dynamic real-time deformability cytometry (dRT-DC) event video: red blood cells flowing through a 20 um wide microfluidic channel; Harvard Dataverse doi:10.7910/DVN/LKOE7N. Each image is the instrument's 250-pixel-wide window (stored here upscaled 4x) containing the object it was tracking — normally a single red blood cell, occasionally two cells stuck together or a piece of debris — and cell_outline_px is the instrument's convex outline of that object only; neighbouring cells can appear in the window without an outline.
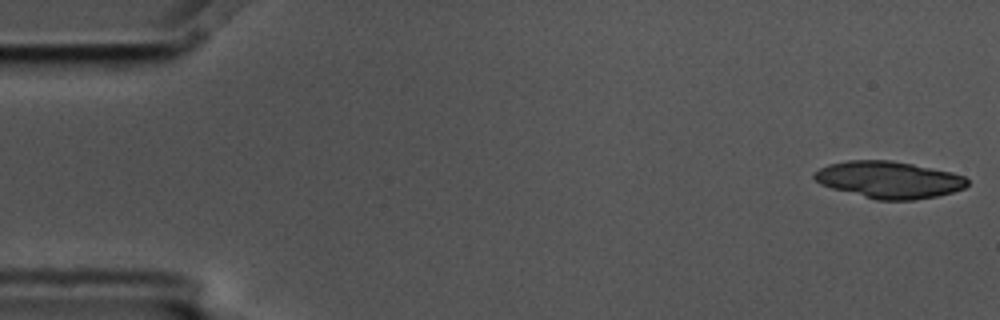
{"species": "common noctule bat (a hibernating species)", "species_latin": "Nyctalus noctula", "temperature_condition": "cold", "stored_images_in_passage": 9, "camera_frame_rate_fps": 3000, "um_per_image_px": 0.085, "animal": {"sex": "male", "body_mass_g": 17.5, "forearm_length_mm": 52.3}, "frame": {"image": 1, "passage_image": 1, "time_ms": 0.0, "image_size_px": [1000, 320], "cell_outline_px": [[968, 184], [964, 188], [952, 192], [936, 196], [912, 200], [876, 200], [832, 188], [820, 184], [812, 176], [820, 168], [828, 164], [848, 160], [892, 160], [952, 172], [964, 176], [968, 180]], "centroid_in_image_um": [75.56, 15.27], "position_along_channel_um": 9.4, "area_um2": 32.83}}